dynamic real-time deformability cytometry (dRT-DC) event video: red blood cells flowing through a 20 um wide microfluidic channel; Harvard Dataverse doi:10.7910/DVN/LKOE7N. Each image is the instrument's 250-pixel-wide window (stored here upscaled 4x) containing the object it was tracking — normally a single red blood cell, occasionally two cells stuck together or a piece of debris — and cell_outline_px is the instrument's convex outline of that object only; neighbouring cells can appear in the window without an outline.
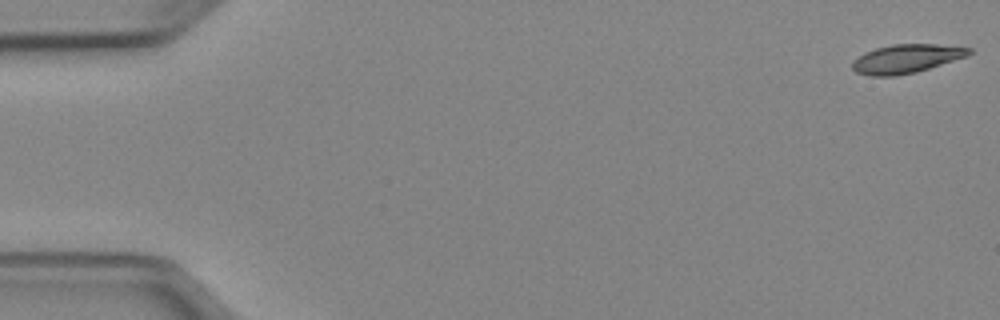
{"species": "Egyptian fruit bat (a non-hibernating species)", "species_latin": "Rousettus aegyptiacus", "temperature_condition": "cold", "stored_images_in_passage": 52, "camera_frame_rate_fps": 3000, "um_per_image_px": 0.085, "animal": {"sex": "female"}, "frame": {"image": 1, "passage_image": 1, "time_ms": 0.0, "image_size_px": [1000, 320], "cell_outline_px": [[972, 52], [968, 56], [916, 72], [896, 76], [868, 76], [856, 72], [852, 68], [852, 60], [864, 52], [876, 48], [892, 44], [936, 44], [972, 48]], "centroid_in_image_um": [77.01, 4.99], "position_along_channel_um": 8.0, "area_um2": 19.65}}
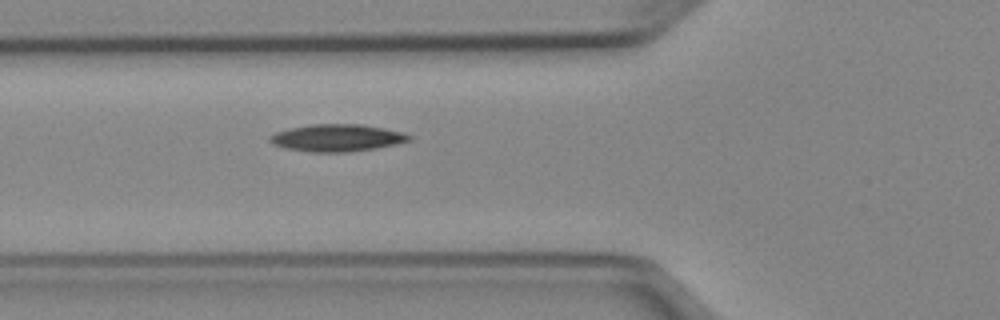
{"frame": {"image": 2, "passage_image": 19, "time_ms": 6.0, "image_size_px": [1000, 320], "cell_outline_px": [[412, 140], [396, 144], [376, 148], [348, 152], [312, 152], [284, 148], [272, 144], [268, 140], [276, 132], [292, 128], [312, 124], [360, 124], [384, 128], [404, 132], [412, 136]], "centroid_in_image_um": [28.69, 11.72], "position_along_channel_um": 97.1, "area_um2": 22.02}}
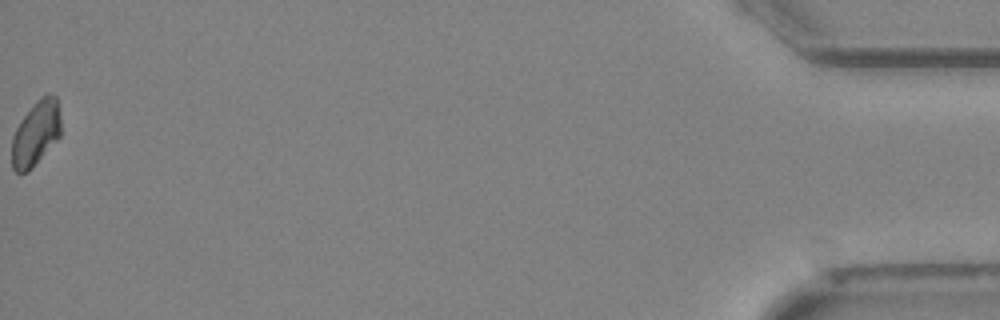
{"frame": {"image": 3, "passage_image": 52, "time_ms": 17.0, "image_size_px": [1000, 320], "cell_outline_px": [[60, 136], [32, 168], [28, 172], [16, 172], [12, 168], [12, 136], [20, 120], [36, 100], [48, 92], [56, 96], [60, 112]], "centroid_in_image_um": [3.05, 11.31], "position_along_channel_um": 432.2, "area_um2": 18.61}, "authors_computed_cell_mechanics": {"area_um2": 20.1144, "velocity_mm_per_s": 3.9349, "shape_relaxation_time_tau1_ms": 6.8563, "shape_relaxation_time_tau2_ms": null, "deformation_change_tau1": 0.1194, "deformation_change_tau2": null}}